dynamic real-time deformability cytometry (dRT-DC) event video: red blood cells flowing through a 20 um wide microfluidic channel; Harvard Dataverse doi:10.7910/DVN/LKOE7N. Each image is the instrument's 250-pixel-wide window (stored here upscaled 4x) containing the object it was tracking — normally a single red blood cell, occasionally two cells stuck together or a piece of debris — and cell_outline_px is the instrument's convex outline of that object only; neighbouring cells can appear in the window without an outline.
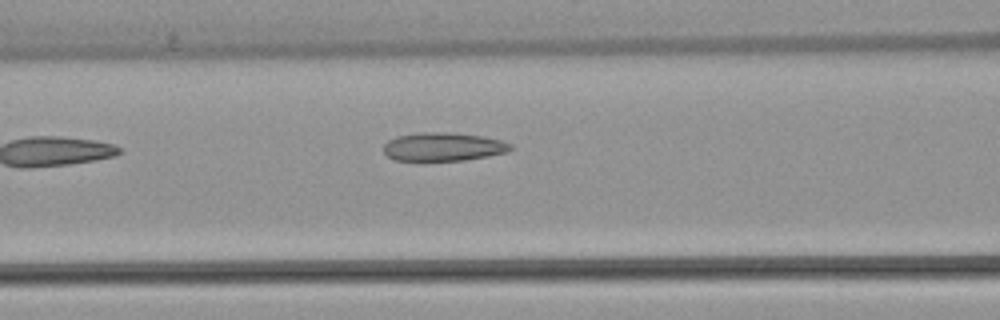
{"species": "common noctule bat (a hibernating species)", "species_latin": "Nyctalus noctula", "temperature_condition": "warm", "stored_images_in_passage": 3, "camera_frame_rate_fps": 3000, "um_per_image_px": 0.085, "animal": {"sex": "female", "body_mass_g": 22.7, "forearm_length_mm": 54.2}, "frame": {"image": 1, "passage_image": 3, "time_ms": 2.667, "image_size_px": [1000, 320], "cell_outline_px": [[512, 148], [508, 152], [488, 156], [464, 160], [396, 160], [388, 156], [384, 152], [384, 144], [388, 140], [396, 136], [420, 132], [448, 132], [484, 136], [500, 140], [512, 144]], "centroid_in_image_um": [37.69, 12.46], "position_along_channel_um": 128.9, "area_um2": 21.04}}